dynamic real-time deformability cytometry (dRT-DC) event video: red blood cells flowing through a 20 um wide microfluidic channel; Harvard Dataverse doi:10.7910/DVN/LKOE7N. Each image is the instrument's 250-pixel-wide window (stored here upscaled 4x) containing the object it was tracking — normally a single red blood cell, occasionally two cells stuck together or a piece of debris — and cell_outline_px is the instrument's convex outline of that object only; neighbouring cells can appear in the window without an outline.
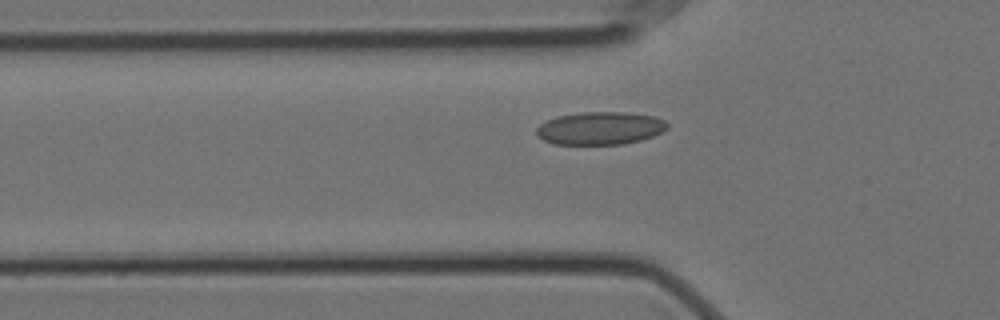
{"species": "Egyptian fruit bat (a non-hibernating species)", "species_latin": "Rousettus aegyptiacus", "temperature_condition": "cold", "stored_images_in_passage": 51, "camera_frame_rate_fps": 3000, "um_per_image_px": 0.085, "animal": {"sex": "female"}, "frame": {"image": 1, "passage_image": 14, "time_ms": 4.333, "image_size_px": [1000, 320], "cell_outline_px": [[668, 128], [652, 136], [640, 140], [624, 144], [556, 144], [544, 140], [536, 136], [536, 128], [540, 124], [556, 116], [580, 112], [628, 112], [656, 116], [664, 120], [668, 124]], "centroid_in_image_um": [51.01, 10.89], "position_along_channel_um": 74.8, "area_um2": 25.14}}
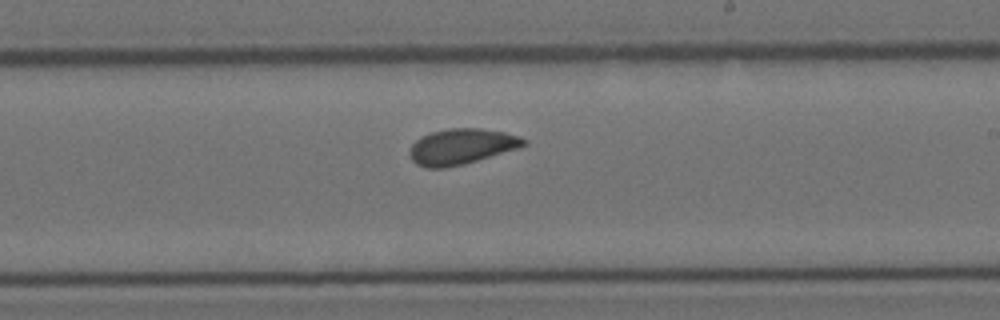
{"frame": {"image": 2, "passage_image": 29, "time_ms": 9.333, "image_size_px": [1000, 320], "cell_outline_px": [[528, 144], [516, 148], [464, 164], [444, 168], [424, 168], [416, 164], [412, 160], [408, 152], [412, 144], [420, 136], [432, 132], [452, 128], [480, 128], [504, 132], [520, 136], [528, 140]], "centroid_in_image_um": [39.19, 12.45], "position_along_channel_um": 249.8, "area_um2": 23.64}}
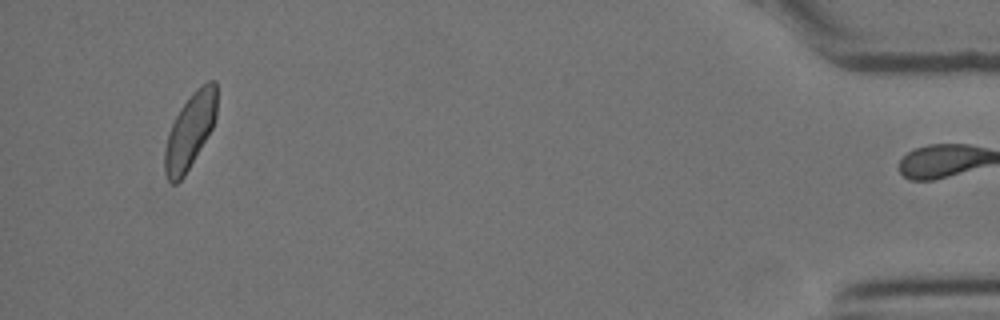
{"frame": {"image": 3, "passage_image": 50, "time_ms": 16.333, "image_size_px": [1000, 320], "cell_outline_px": [[216, 120], [212, 128], [184, 176], [176, 184], [172, 184], [168, 180], [164, 172], [164, 148], [168, 132], [180, 108], [192, 92], [196, 88], [208, 80], [216, 80]], "centroid_in_image_um": [16.13, 11.12], "position_along_channel_um": 419.1, "area_um2": 22.77}, "authors_computed_cell_mechanics": {"area_um2": 23.3512, "velocity_mm_per_s": 3.4788, "shape_relaxation_time_tau1_ms": 6.5501, "shape_relaxation_time_tau2_ms": 1.5836, "deformation_change_tau1": 0.102, "deformation_change_tau2": 0.0717}}